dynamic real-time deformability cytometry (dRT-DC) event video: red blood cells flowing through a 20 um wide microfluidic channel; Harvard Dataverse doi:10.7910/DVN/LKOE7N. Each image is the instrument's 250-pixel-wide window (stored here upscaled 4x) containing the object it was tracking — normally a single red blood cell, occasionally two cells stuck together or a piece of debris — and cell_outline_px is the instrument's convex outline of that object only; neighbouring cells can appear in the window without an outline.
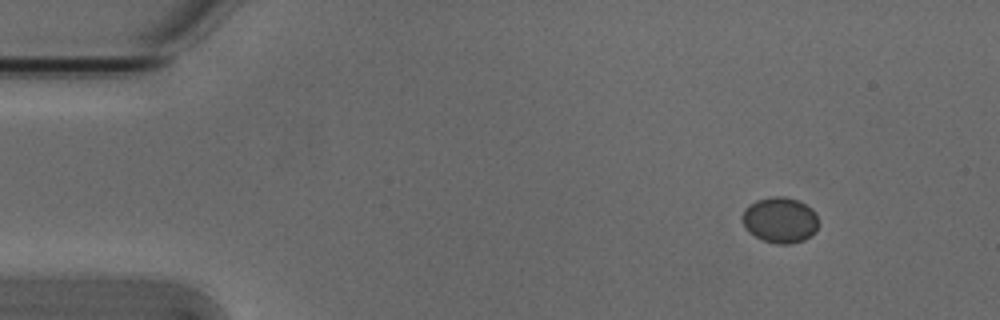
{"species": "Egyptian fruit bat (a non-hibernating species)", "species_latin": "Rousettus aegyptiacus", "temperature_condition": "cold", "stored_images_in_passage": 3, "camera_frame_rate_fps": 3000, "um_per_image_px": 0.085, "animal": {"sex": "male"}, "frame": {"image": 1, "passage_image": 1, "time_ms": 0.0, "image_size_px": [1000, 320], "cell_outline_px": [[820, 224], [804, 240], [788, 244], [776, 244], [764, 240], [748, 232], [744, 224], [744, 208], [748, 204], [756, 200], [772, 196], [784, 196], [800, 200], [812, 208], [816, 212]], "centroid_in_image_um": [66.33, 18.67], "position_along_channel_um": 18.7, "area_um2": 20.35}}
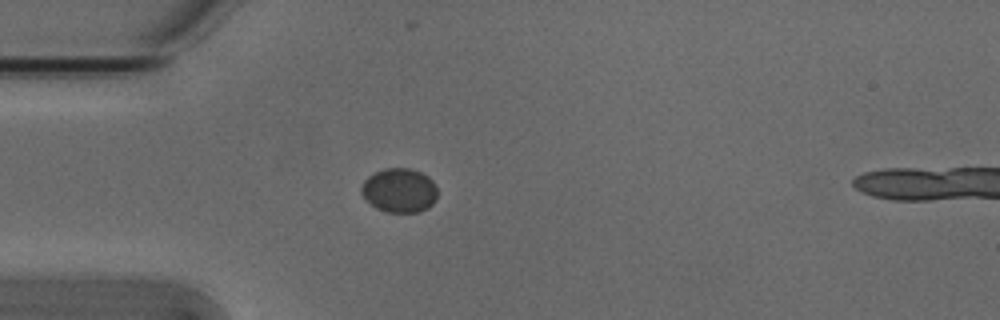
{"frame": {"image": 2, "passage_image": 3, "time_ms": 0.667, "image_size_px": [1000, 320], "cell_outline_px": [[436, 200], [428, 208], [420, 212], [388, 212], [376, 208], [360, 192], [360, 188], [364, 180], [368, 176], [384, 168], [408, 168], [420, 172], [428, 176], [432, 180], [436, 188]], "centroid_in_image_um": [33.95, 16.18], "position_along_channel_um": 51.1, "area_um2": 19.54}}